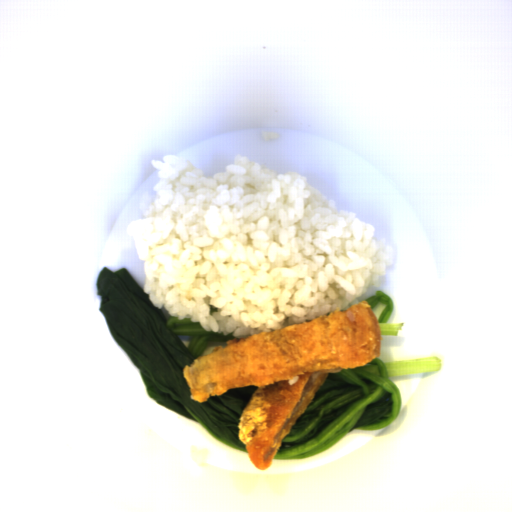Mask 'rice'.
Here are the masks:
<instances>
[{
	"instance_id": "1",
	"label": "rice",
	"mask_w": 512,
	"mask_h": 512,
	"mask_svg": "<svg viewBox=\"0 0 512 512\" xmlns=\"http://www.w3.org/2000/svg\"><path fill=\"white\" fill-rule=\"evenodd\" d=\"M151 159L159 182L127 225L143 294L167 320L247 339L347 310L393 264L372 224L307 185L237 155L212 177L176 154Z\"/></svg>"
}]
</instances>
